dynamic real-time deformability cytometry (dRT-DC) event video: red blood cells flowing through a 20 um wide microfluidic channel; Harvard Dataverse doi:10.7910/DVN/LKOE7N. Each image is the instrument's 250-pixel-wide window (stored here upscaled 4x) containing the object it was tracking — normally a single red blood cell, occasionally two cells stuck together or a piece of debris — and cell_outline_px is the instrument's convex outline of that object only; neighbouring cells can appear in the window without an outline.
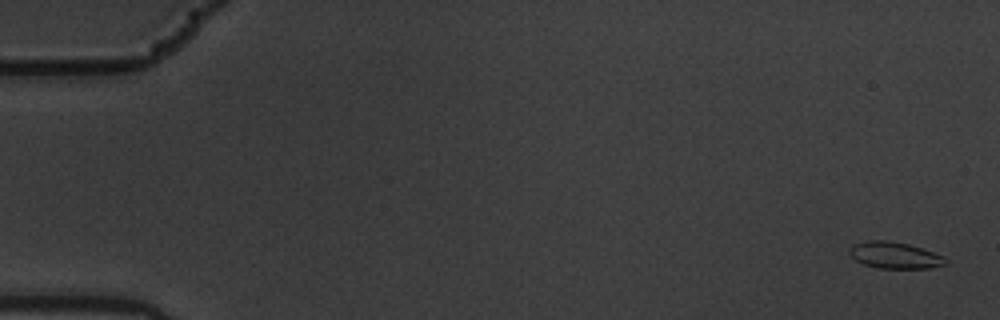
{"species": "common noctule bat (a hibernating species)", "species_latin": "Nyctalus noctula", "temperature_condition": "warm", "stored_images_in_passage": 6, "camera_frame_rate_fps": 3000, "um_per_image_px": 0.085, "animal": {"sex": "male", "body_mass_g": 19.5, "forearm_length_mm": 54.6}, "frame": {"image": 1, "passage_image": 1, "time_ms": 0.0, "image_size_px": [1000, 320], "cell_outline_px": [[948, 264], [928, 268], [880, 268], [864, 264], [856, 260], [848, 252], [848, 248], [852, 244], [868, 240], [884, 240], [908, 244], [944, 256], [948, 260]], "centroid_in_image_um": [76.04, 21.69], "position_along_channel_um": 9.0, "area_um2": 14.8}}
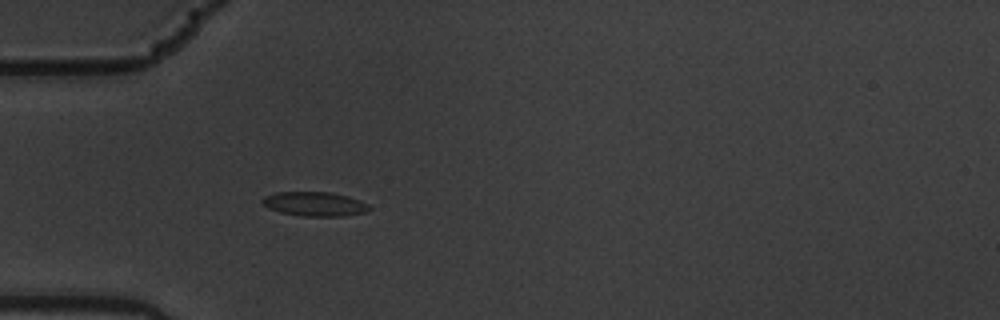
{"frame": {"image": 2, "passage_image": 6, "time_ms": 1.667, "image_size_px": [1000, 320], "cell_outline_px": [[372, 208], [364, 212], [344, 216], [304, 216], [280, 212], [268, 208], [260, 204], [260, 200], [264, 196], [276, 192], [328, 192], [348, 196], [360, 200], [368, 204]], "centroid_in_image_um": [26.71, 17.33], "position_along_channel_um": 58.3, "area_um2": 15.2}}